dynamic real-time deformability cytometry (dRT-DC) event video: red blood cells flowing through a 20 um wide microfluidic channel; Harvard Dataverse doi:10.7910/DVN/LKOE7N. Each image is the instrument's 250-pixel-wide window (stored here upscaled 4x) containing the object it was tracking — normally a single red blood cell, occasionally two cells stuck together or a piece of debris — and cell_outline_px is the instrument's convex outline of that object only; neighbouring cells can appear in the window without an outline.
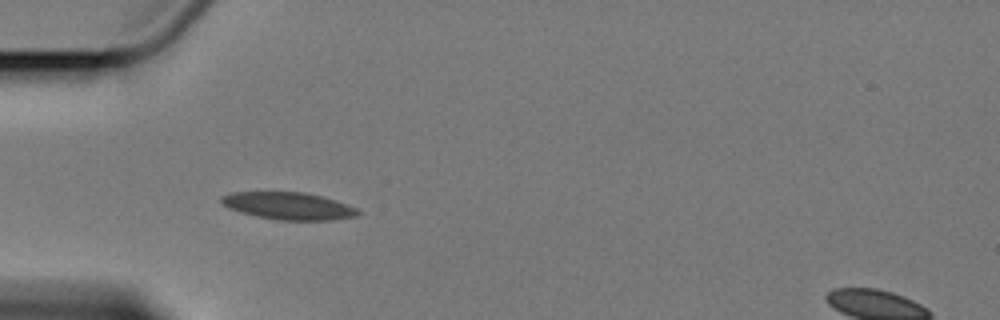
{"species": "Egyptian fruit bat (a non-hibernating species)", "species_latin": "Rousettus aegyptiacus", "temperature_condition": "cold", "stored_images_in_passage": 4, "camera_frame_rate_fps": 3000, "um_per_image_px": 0.085, "animal": {"sex": "female"}, "frame": {"image": 1, "passage_image": 3, "time_ms": 3.0, "image_size_px": [1000, 320], "cell_outline_px": [[360, 212], [356, 216], [332, 220], [276, 220], [256, 216], [240, 212], [228, 208], [220, 200], [220, 196], [232, 192], [304, 192], [320, 196], [348, 204], [356, 208]], "centroid_in_image_um": [24.5, 17.5], "position_along_channel_um": 60.5, "area_um2": 21.68}}
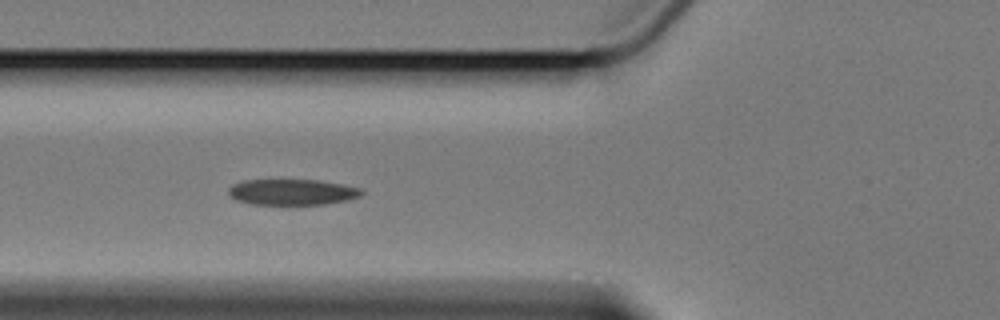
{"frame": {"image": 2, "passage_image": 4, "time_ms": 4.333, "image_size_px": [1000, 320], "cell_outline_px": [[364, 192], [360, 196], [348, 200], [324, 204], [248, 204], [236, 200], [228, 192], [228, 188], [232, 184], [244, 180], [320, 180], [344, 184], [360, 188]], "centroid_in_image_um": [24.84, 16.32], "position_along_channel_um": 101.0, "area_um2": 20.11}}